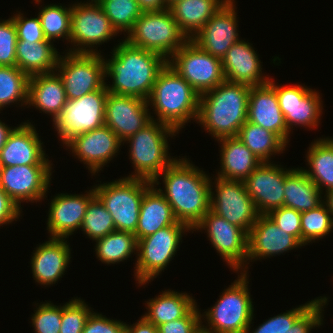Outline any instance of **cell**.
Listing matches in <instances>:
<instances>
[{"label":"cell","instance_id":"6da1fadb","mask_svg":"<svg viewBox=\"0 0 333 333\" xmlns=\"http://www.w3.org/2000/svg\"><path fill=\"white\" fill-rule=\"evenodd\" d=\"M160 175L164 177L165 189L164 192L158 190L169 202L177 221L194 230L210 210L211 177L186 158L175 159L152 182L153 185H159Z\"/></svg>","mask_w":333,"mask_h":333},{"label":"cell","instance_id":"7a4b0ae2","mask_svg":"<svg viewBox=\"0 0 333 333\" xmlns=\"http://www.w3.org/2000/svg\"><path fill=\"white\" fill-rule=\"evenodd\" d=\"M112 52V58L104 61L105 77L113 78L111 86L105 84L107 91L147 101L168 60L159 53L134 47L125 39Z\"/></svg>","mask_w":333,"mask_h":333},{"label":"cell","instance_id":"3957f363","mask_svg":"<svg viewBox=\"0 0 333 333\" xmlns=\"http://www.w3.org/2000/svg\"><path fill=\"white\" fill-rule=\"evenodd\" d=\"M245 84L224 81L199 96L197 123L218 139L237 137L247 121L249 92Z\"/></svg>","mask_w":333,"mask_h":333},{"label":"cell","instance_id":"277c9868","mask_svg":"<svg viewBox=\"0 0 333 333\" xmlns=\"http://www.w3.org/2000/svg\"><path fill=\"white\" fill-rule=\"evenodd\" d=\"M199 94L168 63L158 74L147 104L154 106L157 121L174 128L177 133L190 120L197 121ZM151 103V104H150ZM191 118V119H190Z\"/></svg>","mask_w":333,"mask_h":333},{"label":"cell","instance_id":"5b68a950","mask_svg":"<svg viewBox=\"0 0 333 333\" xmlns=\"http://www.w3.org/2000/svg\"><path fill=\"white\" fill-rule=\"evenodd\" d=\"M177 131L169 125L152 120L134 135L127 138L130 143V159L134 174L129 178L153 182L176 158L168 156V136H176Z\"/></svg>","mask_w":333,"mask_h":333},{"label":"cell","instance_id":"8992f818","mask_svg":"<svg viewBox=\"0 0 333 333\" xmlns=\"http://www.w3.org/2000/svg\"><path fill=\"white\" fill-rule=\"evenodd\" d=\"M240 274L223 291L217 303L202 315L208 322L207 326H202L203 333H246L247 329L250 330L254 317L253 302L248 289V274L242 271Z\"/></svg>","mask_w":333,"mask_h":333},{"label":"cell","instance_id":"52a82bcc","mask_svg":"<svg viewBox=\"0 0 333 333\" xmlns=\"http://www.w3.org/2000/svg\"><path fill=\"white\" fill-rule=\"evenodd\" d=\"M152 185L148 180L125 177L93 188L112 215L116 230L135 233L142 198Z\"/></svg>","mask_w":333,"mask_h":333},{"label":"cell","instance_id":"ba28073f","mask_svg":"<svg viewBox=\"0 0 333 333\" xmlns=\"http://www.w3.org/2000/svg\"><path fill=\"white\" fill-rule=\"evenodd\" d=\"M125 40L134 47L161 54L167 60L187 41L169 8L143 12Z\"/></svg>","mask_w":333,"mask_h":333},{"label":"cell","instance_id":"9c48e42d","mask_svg":"<svg viewBox=\"0 0 333 333\" xmlns=\"http://www.w3.org/2000/svg\"><path fill=\"white\" fill-rule=\"evenodd\" d=\"M191 230L178 222L138 240L135 277L144 285L161 273L175 256L184 232Z\"/></svg>","mask_w":333,"mask_h":333},{"label":"cell","instance_id":"30bf717a","mask_svg":"<svg viewBox=\"0 0 333 333\" xmlns=\"http://www.w3.org/2000/svg\"><path fill=\"white\" fill-rule=\"evenodd\" d=\"M168 59V64L199 94L214 89L225 81L222 59L202 50L188 40Z\"/></svg>","mask_w":333,"mask_h":333},{"label":"cell","instance_id":"8fae6325","mask_svg":"<svg viewBox=\"0 0 333 333\" xmlns=\"http://www.w3.org/2000/svg\"><path fill=\"white\" fill-rule=\"evenodd\" d=\"M106 86L78 99L67 100L60 115L54 120L55 129L66 144L77 135L105 125Z\"/></svg>","mask_w":333,"mask_h":333},{"label":"cell","instance_id":"7c38bea8","mask_svg":"<svg viewBox=\"0 0 333 333\" xmlns=\"http://www.w3.org/2000/svg\"><path fill=\"white\" fill-rule=\"evenodd\" d=\"M97 53L67 52L59 57L56 72L61 77L67 100L78 99L105 84V59Z\"/></svg>","mask_w":333,"mask_h":333},{"label":"cell","instance_id":"4fadbf2b","mask_svg":"<svg viewBox=\"0 0 333 333\" xmlns=\"http://www.w3.org/2000/svg\"><path fill=\"white\" fill-rule=\"evenodd\" d=\"M215 182L216 194L210 188V210L249 234L260 214L247 193L244 182L220 177H216Z\"/></svg>","mask_w":333,"mask_h":333},{"label":"cell","instance_id":"5bb4252c","mask_svg":"<svg viewBox=\"0 0 333 333\" xmlns=\"http://www.w3.org/2000/svg\"><path fill=\"white\" fill-rule=\"evenodd\" d=\"M117 34L99 3L89 1L72 5L70 43L76 48H69V52L97 53L94 45L107 42Z\"/></svg>","mask_w":333,"mask_h":333},{"label":"cell","instance_id":"9a60e30c","mask_svg":"<svg viewBox=\"0 0 333 333\" xmlns=\"http://www.w3.org/2000/svg\"><path fill=\"white\" fill-rule=\"evenodd\" d=\"M194 229L207 230L211 244L230 268L237 272L243 268L242 271L247 273L248 234L241 227L209 210Z\"/></svg>","mask_w":333,"mask_h":333},{"label":"cell","instance_id":"2e32d148","mask_svg":"<svg viewBox=\"0 0 333 333\" xmlns=\"http://www.w3.org/2000/svg\"><path fill=\"white\" fill-rule=\"evenodd\" d=\"M51 171V165L0 166V187L19 207L23 201L39 202L49 189Z\"/></svg>","mask_w":333,"mask_h":333},{"label":"cell","instance_id":"e0dca14e","mask_svg":"<svg viewBox=\"0 0 333 333\" xmlns=\"http://www.w3.org/2000/svg\"><path fill=\"white\" fill-rule=\"evenodd\" d=\"M268 83L276 91L279 107L289 131L294 125L313 129L318 126L323 108L317 91L303 85L281 87L275 85L271 78Z\"/></svg>","mask_w":333,"mask_h":333},{"label":"cell","instance_id":"ac0fdd59","mask_svg":"<svg viewBox=\"0 0 333 333\" xmlns=\"http://www.w3.org/2000/svg\"><path fill=\"white\" fill-rule=\"evenodd\" d=\"M148 106L147 101L142 98L108 92L105 102V125L124 144L127 138L154 120Z\"/></svg>","mask_w":333,"mask_h":333},{"label":"cell","instance_id":"d6986e66","mask_svg":"<svg viewBox=\"0 0 333 333\" xmlns=\"http://www.w3.org/2000/svg\"><path fill=\"white\" fill-rule=\"evenodd\" d=\"M293 170L262 162L243 182L260 215L284 205L285 177Z\"/></svg>","mask_w":333,"mask_h":333},{"label":"cell","instance_id":"ffe728a7","mask_svg":"<svg viewBox=\"0 0 333 333\" xmlns=\"http://www.w3.org/2000/svg\"><path fill=\"white\" fill-rule=\"evenodd\" d=\"M121 144L119 137L108 126L103 125L75 136L65 146L71 148L72 153L83 161L94 175L114 158Z\"/></svg>","mask_w":333,"mask_h":333},{"label":"cell","instance_id":"44dd1931","mask_svg":"<svg viewBox=\"0 0 333 333\" xmlns=\"http://www.w3.org/2000/svg\"><path fill=\"white\" fill-rule=\"evenodd\" d=\"M234 4V0H228L192 39L202 50L220 59L240 41Z\"/></svg>","mask_w":333,"mask_h":333},{"label":"cell","instance_id":"7402d4cb","mask_svg":"<svg viewBox=\"0 0 333 333\" xmlns=\"http://www.w3.org/2000/svg\"><path fill=\"white\" fill-rule=\"evenodd\" d=\"M31 122L15 127L0 150V166L52 165Z\"/></svg>","mask_w":333,"mask_h":333},{"label":"cell","instance_id":"603a6c76","mask_svg":"<svg viewBox=\"0 0 333 333\" xmlns=\"http://www.w3.org/2000/svg\"><path fill=\"white\" fill-rule=\"evenodd\" d=\"M95 191L89 190L84 195L58 194L50 202L47 230L53 238H67L75 229H80L89 201Z\"/></svg>","mask_w":333,"mask_h":333},{"label":"cell","instance_id":"cb8c5ba5","mask_svg":"<svg viewBox=\"0 0 333 333\" xmlns=\"http://www.w3.org/2000/svg\"><path fill=\"white\" fill-rule=\"evenodd\" d=\"M303 246L293 235L280 229L266 214L259 215L248 234L247 261L273 257Z\"/></svg>","mask_w":333,"mask_h":333},{"label":"cell","instance_id":"d4e9b609","mask_svg":"<svg viewBox=\"0 0 333 333\" xmlns=\"http://www.w3.org/2000/svg\"><path fill=\"white\" fill-rule=\"evenodd\" d=\"M247 121L277 134L286 144L289 131L275 89L269 84L253 86L249 92Z\"/></svg>","mask_w":333,"mask_h":333},{"label":"cell","instance_id":"484cf974","mask_svg":"<svg viewBox=\"0 0 333 333\" xmlns=\"http://www.w3.org/2000/svg\"><path fill=\"white\" fill-rule=\"evenodd\" d=\"M260 63L258 55L248 41L236 42L222 58L225 81L250 87L267 84L270 79L262 75Z\"/></svg>","mask_w":333,"mask_h":333},{"label":"cell","instance_id":"4316f807","mask_svg":"<svg viewBox=\"0 0 333 333\" xmlns=\"http://www.w3.org/2000/svg\"><path fill=\"white\" fill-rule=\"evenodd\" d=\"M70 247L64 238H49V241L36 247L31 259L34 280L41 285L55 284L64 275L71 255Z\"/></svg>","mask_w":333,"mask_h":333},{"label":"cell","instance_id":"83f0119b","mask_svg":"<svg viewBox=\"0 0 333 333\" xmlns=\"http://www.w3.org/2000/svg\"><path fill=\"white\" fill-rule=\"evenodd\" d=\"M66 92L58 72L37 74L29 79L27 105L50 114L53 121L66 104Z\"/></svg>","mask_w":333,"mask_h":333},{"label":"cell","instance_id":"f1b7e54d","mask_svg":"<svg viewBox=\"0 0 333 333\" xmlns=\"http://www.w3.org/2000/svg\"><path fill=\"white\" fill-rule=\"evenodd\" d=\"M138 226L134 233L137 241L161 228L177 224L172 207L155 185L145 193L140 204Z\"/></svg>","mask_w":333,"mask_h":333},{"label":"cell","instance_id":"f546056e","mask_svg":"<svg viewBox=\"0 0 333 333\" xmlns=\"http://www.w3.org/2000/svg\"><path fill=\"white\" fill-rule=\"evenodd\" d=\"M218 141L222 144L218 177L244 181L262 163L238 137H224Z\"/></svg>","mask_w":333,"mask_h":333},{"label":"cell","instance_id":"4dcf8cb0","mask_svg":"<svg viewBox=\"0 0 333 333\" xmlns=\"http://www.w3.org/2000/svg\"><path fill=\"white\" fill-rule=\"evenodd\" d=\"M228 0H177L168 8L181 32L192 40Z\"/></svg>","mask_w":333,"mask_h":333},{"label":"cell","instance_id":"1f68e13d","mask_svg":"<svg viewBox=\"0 0 333 333\" xmlns=\"http://www.w3.org/2000/svg\"><path fill=\"white\" fill-rule=\"evenodd\" d=\"M46 39L45 41H17L16 66L29 77L56 71L60 55Z\"/></svg>","mask_w":333,"mask_h":333},{"label":"cell","instance_id":"d6a6232c","mask_svg":"<svg viewBox=\"0 0 333 333\" xmlns=\"http://www.w3.org/2000/svg\"><path fill=\"white\" fill-rule=\"evenodd\" d=\"M322 191L301 169H293L284 183V205L300 213L317 208L323 203Z\"/></svg>","mask_w":333,"mask_h":333},{"label":"cell","instance_id":"836d02e7","mask_svg":"<svg viewBox=\"0 0 333 333\" xmlns=\"http://www.w3.org/2000/svg\"><path fill=\"white\" fill-rule=\"evenodd\" d=\"M186 293L165 290L147 303L148 313L143 316L156 327L184 317L197 303Z\"/></svg>","mask_w":333,"mask_h":333},{"label":"cell","instance_id":"e575fe53","mask_svg":"<svg viewBox=\"0 0 333 333\" xmlns=\"http://www.w3.org/2000/svg\"><path fill=\"white\" fill-rule=\"evenodd\" d=\"M307 154L310 169L303 171L321 191L333 189V138L314 141Z\"/></svg>","mask_w":333,"mask_h":333},{"label":"cell","instance_id":"d590c367","mask_svg":"<svg viewBox=\"0 0 333 333\" xmlns=\"http://www.w3.org/2000/svg\"><path fill=\"white\" fill-rule=\"evenodd\" d=\"M237 137L261 162H271V155L283 153L287 145L277 134L248 121L241 126Z\"/></svg>","mask_w":333,"mask_h":333},{"label":"cell","instance_id":"8d00e7d4","mask_svg":"<svg viewBox=\"0 0 333 333\" xmlns=\"http://www.w3.org/2000/svg\"><path fill=\"white\" fill-rule=\"evenodd\" d=\"M95 242L97 258L105 264L119 263L137 253L138 241L132 232L114 230Z\"/></svg>","mask_w":333,"mask_h":333},{"label":"cell","instance_id":"74e56055","mask_svg":"<svg viewBox=\"0 0 333 333\" xmlns=\"http://www.w3.org/2000/svg\"><path fill=\"white\" fill-rule=\"evenodd\" d=\"M29 79L17 66H0V110L19 101L27 105Z\"/></svg>","mask_w":333,"mask_h":333},{"label":"cell","instance_id":"f35d334b","mask_svg":"<svg viewBox=\"0 0 333 333\" xmlns=\"http://www.w3.org/2000/svg\"><path fill=\"white\" fill-rule=\"evenodd\" d=\"M65 6L51 4L42 7L38 16L46 39L66 38L70 42L71 37V10Z\"/></svg>","mask_w":333,"mask_h":333},{"label":"cell","instance_id":"ab89813d","mask_svg":"<svg viewBox=\"0 0 333 333\" xmlns=\"http://www.w3.org/2000/svg\"><path fill=\"white\" fill-rule=\"evenodd\" d=\"M98 3L118 34L123 30L129 33L143 13L137 0H100Z\"/></svg>","mask_w":333,"mask_h":333},{"label":"cell","instance_id":"60d3db41","mask_svg":"<svg viewBox=\"0 0 333 333\" xmlns=\"http://www.w3.org/2000/svg\"><path fill=\"white\" fill-rule=\"evenodd\" d=\"M80 229L95 241L116 230L112 215L96 195L87 205Z\"/></svg>","mask_w":333,"mask_h":333},{"label":"cell","instance_id":"b9f144b4","mask_svg":"<svg viewBox=\"0 0 333 333\" xmlns=\"http://www.w3.org/2000/svg\"><path fill=\"white\" fill-rule=\"evenodd\" d=\"M333 228V217L322 203L317 208L301 213V244L306 245L321 239Z\"/></svg>","mask_w":333,"mask_h":333},{"label":"cell","instance_id":"7bdbcfd3","mask_svg":"<svg viewBox=\"0 0 333 333\" xmlns=\"http://www.w3.org/2000/svg\"><path fill=\"white\" fill-rule=\"evenodd\" d=\"M91 311L80 298H74L64 304L59 333H82Z\"/></svg>","mask_w":333,"mask_h":333},{"label":"cell","instance_id":"ee69618b","mask_svg":"<svg viewBox=\"0 0 333 333\" xmlns=\"http://www.w3.org/2000/svg\"><path fill=\"white\" fill-rule=\"evenodd\" d=\"M32 316V326L36 333H59L62 319V306L46 302L40 304Z\"/></svg>","mask_w":333,"mask_h":333},{"label":"cell","instance_id":"f6af8a7d","mask_svg":"<svg viewBox=\"0 0 333 333\" xmlns=\"http://www.w3.org/2000/svg\"><path fill=\"white\" fill-rule=\"evenodd\" d=\"M315 298L309 303L300 305L297 308L287 311L286 313L269 318L263 324L258 326L252 333H289L294 322L316 301ZM247 329L246 333H249ZM251 333V332H250Z\"/></svg>","mask_w":333,"mask_h":333},{"label":"cell","instance_id":"bcb514c9","mask_svg":"<svg viewBox=\"0 0 333 333\" xmlns=\"http://www.w3.org/2000/svg\"><path fill=\"white\" fill-rule=\"evenodd\" d=\"M17 32L12 18L0 22V66H16Z\"/></svg>","mask_w":333,"mask_h":333},{"label":"cell","instance_id":"7dc6e473","mask_svg":"<svg viewBox=\"0 0 333 333\" xmlns=\"http://www.w3.org/2000/svg\"><path fill=\"white\" fill-rule=\"evenodd\" d=\"M280 229L301 243V213L293 208L279 207L266 214Z\"/></svg>","mask_w":333,"mask_h":333},{"label":"cell","instance_id":"c3c4849f","mask_svg":"<svg viewBox=\"0 0 333 333\" xmlns=\"http://www.w3.org/2000/svg\"><path fill=\"white\" fill-rule=\"evenodd\" d=\"M197 304L182 318L157 326L158 333H201L202 320Z\"/></svg>","mask_w":333,"mask_h":333},{"label":"cell","instance_id":"681fc988","mask_svg":"<svg viewBox=\"0 0 333 333\" xmlns=\"http://www.w3.org/2000/svg\"><path fill=\"white\" fill-rule=\"evenodd\" d=\"M320 298V299H319ZM328 298L318 297L317 300L294 322L289 333H310L313 327H320L323 323L322 308Z\"/></svg>","mask_w":333,"mask_h":333},{"label":"cell","instance_id":"f907efd6","mask_svg":"<svg viewBox=\"0 0 333 333\" xmlns=\"http://www.w3.org/2000/svg\"><path fill=\"white\" fill-rule=\"evenodd\" d=\"M22 15L18 13L11 17L16 28L17 41H45L39 16L28 19Z\"/></svg>","mask_w":333,"mask_h":333},{"label":"cell","instance_id":"816d5d0a","mask_svg":"<svg viewBox=\"0 0 333 333\" xmlns=\"http://www.w3.org/2000/svg\"><path fill=\"white\" fill-rule=\"evenodd\" d=\"M126 323L91 312L82 333H124Z\"/></svg>","mask_w":333,"mask_h":333},{"label":"cell","instance_id":"f5cc1de1","mask_svg":"<svg viewBox=\"0 0 333 333\" xmlns=\"http://www.w3.org/2000/svg\"><path fill=\"white\" fill-rule=\"evenodd\" d=\"M21 208L0 187V226L19 218Z\"/></svg>","mask_w":333,"mask_h":333},{"label":"cell","instance_id":"db71d44e","mask_svg":"<svg viewBox=\"0 0 333 333\" xmlns=\"http://www.w3.org/2000/svg\"><path fill=\"white\" fill-rule=\"evenodd\" d=\"M124 333H158V328L142 316L137 323L126 324Z\"/></svg>","mask_w":333,"mask_h":333},{"label":"cell","instance_id":"11a10c76","mask_svg":"<svg viewBox=\"0 0 333 333\" xmlns=\"http://www.w3.org/2000/svg\"><path fill=\"white\" fill-rule=\"evenodd\" d=\"M143 12L162 11L167 9L165 0H137Z\"/></svg>","mask_w":333,"mask_h":333},{"label":"cell","instance_id":"9f6ffc18","mask_svg":"<svg viewBox=\"0 0 333 333\" xmlns=\"http://www.w3.org/2000/svg\"><path fill=\"white\" fill-rule=\"evenodd\" d=\"M12 130L13 129H11L10 126L8 127V125L4 124V122L0 120V150L5 145L7 138Z\"/></svg>","mask_w":333,"mask_h":333},{"label":"cell","instance_id":"6f0895ef","mask_svg":"<svg viewBox=\"0 0 333 333\" xmlns=\"http://www.w3.org/2000/svg\"><path fill=\"white\" fill-rule=\"evenodd\" d=\"M324 197L326 198L324 199L326 201H323V203L328 207V210L333 216V189L326 191V195H324Z\"/></svg>","mask_w":333,"mask_h":333},{"label":"cell","instance_id":"680465c9","mask_svg":"<svg viewBox=\"0 0 333 333\" xmlns=\"http://www.w3.org/2000/svg\"><path fill=\"white\" fill-rule=\"evenodd\" d=\"M175 1H177V0H165L166 6L169 7V6L172 5Z\"/></svg>","mask_w":333,"mask_h":333},{"label":"cell","instance_id":"91938a15","mask_svg":"<svg viewBox=\"0 0 333 333\" xmlns=\"http://www.w3.org/2000/svg\"><path fill=\"white\" fill-rule=\"evenodd\" d=\"M100 0H91V3H98Z\"/></svg>","mask_w":333,"mask_h":333}]
</instances>
